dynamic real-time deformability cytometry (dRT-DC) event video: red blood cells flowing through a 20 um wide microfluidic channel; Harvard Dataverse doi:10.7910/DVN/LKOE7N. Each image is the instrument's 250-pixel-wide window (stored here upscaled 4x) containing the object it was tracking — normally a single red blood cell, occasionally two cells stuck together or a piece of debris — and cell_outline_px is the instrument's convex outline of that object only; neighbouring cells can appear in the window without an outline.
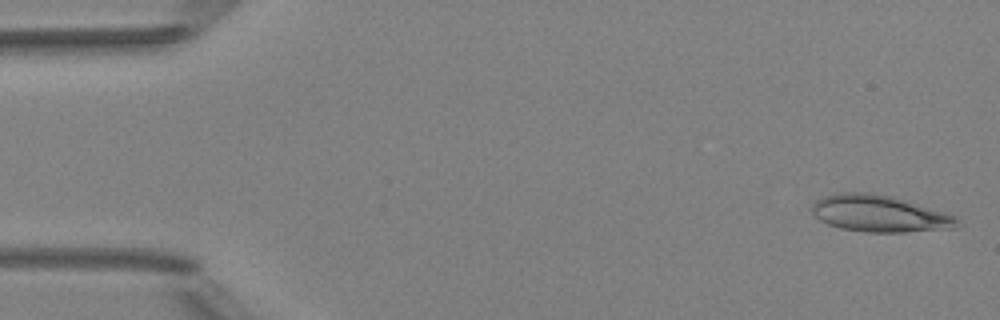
{"species": "Egyptian fruit bat (a non-hibernating species)", "species_latin": "Rousettus aegyptiacus", "temperature_condition": "room temperature", "stored_images_in_passage": 4, "camera_frame_rate_fps": 3000, "um_per_image_px": 0.085, "animal": {"sex": "female"}, "frame": {"image": 1, "passage_image": 1, "time_ms": 0.0, "image_size_px": [1000, 320], "cell_outline_px": [[956, 228], [904, 232], [868, 232], [840, 228], [828, 224], [820, 220], [812, 212], [812, 204], [820, 196], [836, 192], [868, 192], [892, 196], [948, 212], [956, 216]], "centroid_in_image_um": [74.74, 18.14], "position_along_channel_um": 10.3, "area_um2": 31.27}}
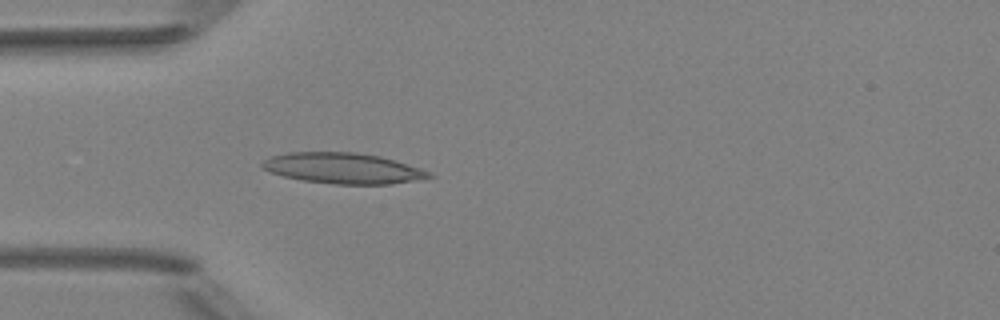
{"frame": {"image": 2, "passage_image": 4, "time_ms": 4.333, "image_size_px": [1000, 320], "cell_outline_px": [[432, 176], [392, 184], [336, 184], [300, 180], [268, 172], [260, 168], [260, 164], [264, 160], [272, 156], [288, 152], [356, 152], [380, 156], [396, 160], [432, 172]], "centroid_in_image_um": [29.1, 14.29], "position_along_channel_um": 55.9, "area_um2": 29.88}}